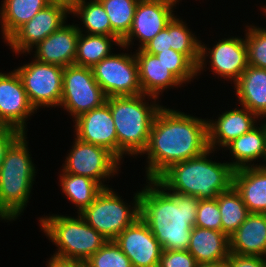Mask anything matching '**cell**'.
I'll use <instances>...</instances> for the list:
<instances>
[{
	"mask_svg": "<svg viewBox=\"0 0 266 267\" xmlns=\"http://www.w3.org/2000/svg\"><path fill=\"white\" fill-rule=\"evenodd\" d=\"M207 120L178 110L160 108L147 148L146 181L156 180L171 165L200 156L209 150Z\"/></svg>",
	"mask_w": 266,
	"mask_h": 267,
	"instance_id": "obj_1",
	"label": "cell"
},
{
	"mask_svg": "<svg viewBox=\"0 0 266 267\" xmlns=\"http://www.w3.org/2000/svg\"><path fill=\"white\" fill-rule=\"evenodd\" d=\"M148 181L140 191V218L163 250H187L199 199L171 193L157 180Z\"/></svg>",
	"mask_w": 266,
	"mask_h": 267,
	"instance_id": "obj_2",
	"label": "cell"
},
{
	"mask_svg": "<svg viewBox=\"0 0 266 267\" xmlns=\"http://www.w3.org/2000/svg\"><path fill=\"white\" fill-rule=\"evenodd\" d=\"M212 151L171 165L156 180L171 193L195 196L199 200L217 198L233 186L235 169L229 162L210 160Z\"/></svg>",
	"mask_w": 266,
	"mask_h": 267,
	"instance_id": "obj_3",
	"label": "cell"
},
{
	"mask_svg": "<svg viewBox=\"0 0 266 267\" xmlns=\"http://www.w3.org/2000/svg\"><path fill=\"white\" fill-rule=\"evenodd\" d=\"M145 96L154 100L152 104L146 103ZM156 99L158 98L145 94L107 98L106 103L110 107L117 134L119 161L123 155H142L147 148L154 118L162 107Z\"/></svg>",
	"mask_w": 266,
	"mask_h": 267,
	"instance_id": "obj_4",
	"label": "cell"
},
{
	"mask_svg": "<svg viewBox=\"0 0 266 267\" xmlns=\"http://www.w3.org/2000/svg\"><path fill=\"white\" fill-rule=\"evenodd\" d=\"M26 133L8 149L0 167V219H17L27 207L36 169L29 154Z\"/></svg>",
	"mask_w": 266,
	"mask_h": 267,
	"instance_id": "obj_5",
	"label": "cell"
},
{
	"mask_svg": "<svg viewBox=\"0 0 266 267\" xmlns=\"http://www.w3.org/2000/svg\"><path fill=\"white\" fill-rule=\"evenodd\" d=\"M40 227L53 242L57 251L49 260L66 264H83L108 240L84 221L78 218L56 215L39 218Z\"/></svg>",
	"mask_w": 266,
	"mask_h": 267,
	"instance_id": "obj_6",
	"label": "cell"
},
{
	"mask_svg": "<svg viewBox=\"0 0 266 267\" xmlns=\"http://www.w3.org/2000/svg\"><path fill=\"white\" fill-rule=\"evenodd\" d=\"M133 198L131 207L112 188H104L80 216L105 239L114 240L140 217V191Z\"/></svg>",
	"mask_w": 266,
	"mask_h": 267,
	"instance_id": "obj_7",
	"label": "cell"
},
{
	"mask_svg": "<svg viewBox=\"0 0 266 267\" xmlns=\"http://www.w3.org/2000/svg\"><path fill=\"white\" fill-rule=\"evenodd\" d=\"M106 100L107 96L96 82L91 68L76 64L64 67L59 106L67 110L74 120L102 106Z\"/></svg>",
	"mask_w": 266,
	"mask_h": 267,
	"instance_id": "obj_8",
	"label": "cell"
},
{
	"mask_svg": "<svg viewBox=\"0 0 266 267\" xmlns=\"http://www.w3.org/2000/svg\"><path fill=\"white\" fill-rule=\"evenodd\" d=\"M91 69L107 98L142 94L135 54L112 53Z\"/></svg>",
	"mask_w": 266,
	"mask_h": 267,
	"instance_id": "obj_9",
	"label": "cell"
},
{
	"mask_svg": "<svg viewBox=\"0 0 266 267\" xmlns=\"http://www.w3.org/2000/svg\"><path fill=\"white\" fill-rule=\"evenodd\" d=\"M64 67L42 63L37 60L18 67V73L30 104L39 107H59L62 95Z\"/></svg>",
	"mask_w": 266,
	"mask_h": 267,
	"instance_id": "obj_10",
	"label": "cell"
},
{
	"mask_svg": "<svg viewBox=\"0 0 266 267\" xmlns=\"http://www.w3.org/2000/svg\"><path fill=\"white\" fill-rule=\"evenodd\" d=\"M70 150L62 172L91 178L103 188L108 187L104 184L105 179L118 174L120 161L106 148L74 138Z\"/></svg>",
	"mask_w": 266,
	"mask_h": 267,
	"instance_id": "obj_11",
	"label": "cell"
},
{
	"mask_svg": "<svg viewBox=\"0 0 266 267\" xmlns=\"http://www.w3.org/2000/svg\"><path fill=\"white\" fill-rule=\"evenodd\" d=\"M207 56L210 59L209 62L213 73L221 78L223 77L225 80L230 79L234 83L248 66L247 45L245 39L241 37L235 36V38L228 37L227 39L219 40L212 49L205 46L204 43H200L197 76L205 68Z\"/></svg>",
	"mask_w": 266,
	"mask_h": 267,
	"instance_id": "obj_12",
	"label": "cell"
},
{
	"mask_svg": "<svg viewBox=\"0 0 266 267\" xmlns=\"http://www.w3.org/2000/svg\"><path fill=\"white\" fill-rule=\"evenodd\" d=\"M176 3L174 0H139L130 31L122 39L120 47L128 49L135 39L140 42L138 49H142L175 16L173 8Z\"/></svg>",
	"mask_w": 266,
	"mask_h": 267,
	"instance_id": "obj_13",
	"label": "cell"
},
{
	"mask_svg": "<svg viewBox=\"0 0 266 267\" xmlns=\"http://www.w3.org/2000/svg\"><path fill=\"white\" fill-rule=\"evenodd\" d=\"M68 14L70 10L66 6L50 3L22 25L6 43L16 54H29L33 47L66 23Z\"/></svg>",
	"mask_w": 266,
	"mask_h": 267,
	"instance_id": "obj_14",
	"label": "cell"
},
{
	"mask_svg": "<svg viewBox=\"0 0 266 267\" xmlns=\"http://www.w3.org/2000/svg\"><path fill=\"white\" fill-rule=\"evenodd\" d=\"M35 111L16 70L0 72V121L6 127L26 133L27 119Z\"/></svg>",
	"mask_w": 266,
	"mask_h": 267,
	"instance_id": "obj_15",
	"label": "cell"
},
{
	"mask_svg": "<svg viewBox=\"0 0 266 267\" xmlns=\"http://www.w3.org/2000/svg\"><path fill=\"white\" fill-rule=\"evenodd\" d=\"M114 241L130 259L133 267H158L163 249L140 217Z\"/></svg>",
	"mask_w": 266,
	"mask_h": 267,
	"instance_id": "obj_16",
	"label": "cell"
},
{
	"mask_svg": "<svg viewBox=\"0 0 266 267\" xmlns=\"http://www.w3.org/2000/svg\"><path fill=\"white\" fill-rule=\"evenodd\" d=\"M73 121L76 138L106 148L117 158V134L110 107L106 102Z\"/></svg>",
	"mask_w": 266,
	"mask_h": 267,
	"instance_id": "obj_17",
	"label": "cell"
},
{
	"mask_svg": "<svg viewBox=\"0 0 266 267\" xmlns=\"http://www.w3.org/2000/svg\"><path fill=\"white\" fill-rule=\"evenodd\" d=\"M80 32L78 25L66 23L38 43L34 48L35 60L62 67L74 64L77 53V41Z\"/></svg>",
	"mask_w": 266,
	"mask_h": 267,
	"instance_id": "obj_18",
	"label": "cell"
},
{
	"mask_svg": "<svg viewBox=\"0 0 266 267\" xmlns=\"http://www.w3.org/2000/svg\"><path fill=\"white\" fill-rule=\"evenodd\" d=\"M259 117L246 107L225 111L218 120H207L209 148H224L233 139L251 131L256 127ZM217 146V147H216Z\"/></svg>",
	"mask_w": 266,
	"mask_h": 267,
	"instance_id": "obj_19",
	"label": "cell"
},
{
	"mask_svg": "<svg viewBox=\"0 0 266 267\" xmlns=\"http://www.w3.org/2000/svg\"><path fill=\"white\" fill-rule=\"evenodd\" d=\"M229 251L243 256L266 257V214L250 213L229 236Z\"/></svg>",
	"mask_w": 266,
	"mask_h": 267,
	"instance_id": "obj_20",
	"label": "cell"
},
{
	"mask_svg": "<svg viewBox=\"0 0 266 267\" xmlns=\"http://www.w3.org/2000/svg\"><path fill=\"white\" fill-rule=\"evenodd\" d=\"M142 94L159 98L160 92L183 83L155 55L138 49L135 52Z\"/></svg>",
	"mask_w": 266,
	"mask_h": 267,
	"instance_id": "obj_21",
	"label": "cell"
},
{
	"mask_svg": "<svg viewBox=\"0 0 266 267\" xmlns=\"http://www.w3.org/2000/svg\"><path fill=\"white\" fill-rule=\"evenodd\" d=\"M233 186L241 195L250 213L266 214V167L236 169Z\"/></svg>",
	"mask_w": 266,
	"mask_h": 267,
	"instance_id": "obj_22",
	"label": "cell"
},
{
	"mask_svg": "<svg viewBox=\"0 0 266 267\" xmlns=\"http://www.w3.org/2000/svg\"><path fill=\"white\" fill-rule=\"evenodd\" d=\"M234 85L240 104L266 118V69L248 65Z\"/></svg>",
	"mask_w": 266,
	"mask_h": 267,
	"instance_id": "obj_23",
	"label": "cell"
},
{
	"mask_svg": "<svg viewBox=\"0 0 266 267\" xmlns=\"http://www.w3.org/2000/svg\"><path fill=\"white\" fill-rule=\"evenodd\" d=\"M187 250L197 263L227 261L229 237L222 231L194 226Z\"/></svg>",
	"mask_w": 266,
	"mask_h": 267,
	"instance_id": "obj_24",
	"label": "cell"
},
{
	"mask_svg": "<svg viewBox=\"0 0 266 267\" xmlns=\"http://www.w3.org/2000/svg\"><path fill=\"white\" fill-rule=\"evenodd\" d=\"M229 150L233 158L230 165L236 170L243 167L257 166L256 160H266V122L256 126L251 131L233 139L225 147ZM235 161V162H234ZM254 161V162H253ZM253 162V164H252Z\"/></svg>",
	"mask_w": 266,
	"mask_h": 267,
	"instance_id": "obj_25",
	"label": "cell"
},
{
	"mask_svg": "<svg viewBox=\"0 0 266 267\" xmlns=\"http://www.w3.org/2000/svg\"><path fill=\"white\" fill-rule=\"evenodd\" d=\"M48 4L47 0H3L0 25L5 42Z\"/></svg>",
	"mask_w": 266,
	"mask_h": 267,
	"instance_id": "obj_26",
	"label": "cell"
},
{
	"mask_svg": "<svg viewBox=\"0 0 266 267\" xmlns=\"http://www.w3.org/2000/svg\"><path fill=\"white\" fill-rule=\"evenodd\" d=\"M80 32L77 41V53L74 64L92 68L105 57L111 55L113 42L121 46V41L115 36L84 34L83 29L78 26Z\"/></svg>",
	"mask_w": 266,
	"mask_h": 267,
	"instance_id": "obj_27",
	"label": "cell"
},
{
	"mask_svg": "<svg viewBox=\"0 0 266 267\" xmlns=\"http://www.w3.org/2000/svg\"><path fill=\"white\" fill-rule=\"evenodd\" d=\"M59 180V185L67 199L78 207V214L86 209L104 189L91 178L66 172L60 174Z\"/></svg>",
	"mask_w": 266,
	"mask_h": 267,
	"instance_id": "obj_28",
	"label": "cell"
},
{
	"mask_svg": "<svg viewBox=\"0 0 266 267\" xmlns=\"http://www.w3.org/2000/svg\"><path fill=\"white\" fill-rule=\"evenodd\" d=\"M216 199L221 214L222 232L229 237L246 220L250 212L234 186L218 194Z\"/></svg>",
	"mask_w": 266,
	"mask_h": 267,
	"instance_id": "obj_29",
	"label": "cell"
},
{
	"mask_svg": "<svg viewBox=\"0 0 266 267\" xmlns=\"http://www.w3.org/2000/svg\"><path fill=\"white\" fill-rule=\"evenodd\" d=\"M70 13L80 19L87 34L111 36L109 17L99 0H79Z\"/></svg>",
	"mask_w": 266,
	"mask_h": 267,
	"instance_id": "obj_30",
	"label": "cell"
},
{
	"mask_svg": "<svg viewBox=\"0 0 266 267\" xmlns=\"http://www.w3.org/2000/svg\"><path fill=\"white\" fill-rule=\"evenodd\" d=\"M103 5L110 23L111 36L120 41L129 33L139 0H99Z\"/></svg>",
	"mask_w": 266,
	"mask_h": 267,
	"instance_id": "obj_31",
	"label": "cell"
},
{
	"mask_svg": "<svg viewBox=\"0 0 266 267\" xmlns=\"http://www.w3.org/2000/svg\"><path fill=\"white\" fill-rule=\"evenodd\" d=\"M185 23L177 16L170 21V46L174 51L184 54L197 67L202 41L198 40Z\"/></svg>",
	"mask_w": 266,
	"mask_h": 267,
	"instance_id": "obj_32",
	"label": "cell"
},
{
	"mask_svg": "<svg viewBox=\"0 0 266 267\" xmlns=\"http://www.w3.org/2000/svg\"><path fill=\"white\" fill-rule=\"evenodd\" d=\"M83 265L86 267H133L130 259L114 240L107 241Z\"/></svg>",
	"mask_w": 266,
	"mask_h": 267,
	"instance_id": "obj_33",
	"label": "cell"
},
{
	"mask_svg": "<svg viewBox=\"0 0 266 267\" xmlns=\"http://www.w3.org/2000/svg\"><path fill=\"white\" fill-rule=\"evenodd\" d=\"M168 69L182 82H191L197 76V67L182 53L172 48L155 54Z\"/></svg>",
	"mask_w": 266,
	"mask_h": 267,
	"instance_id": "obj_34",
	"label": "cell"
},
{
	"mask_svg": "<svg viewBox=\"0 0 266 267\" xmlns=\"http://www.w3.org/2000/svg\"><path fill=\"white\" fill-rule=\"evenodd\" d=\"M245 31L248 65L266 69V28L251 25Z\"/></svg>",
	"mask_w": 266,
	"mask_h": 267,
	"instance_id": "obj_35",
	"label": "cell"
},
{
	"mask_svg": "<svg viewBox=\"0 0 266 267\" xmlns=\"http://www.w3.org/2000/svg\"><path fill=\"white\" fill-rule=\"evenodd\" d=\"M195 226L222 231L221 214L216 198L199 200Z\"/></svg>",
	"mask_w": 266,
	"mask_h": 267,
	"instance_id": "obj_36",
	"label": "cell"
},
{
	"mask_svg": "<svg viewBox=\"0 0 266 267\" xmlns=\"http://www.w3.org/2000/svg\"><path fill=\"white\" fill-rule=\"evenodd\" d=\"M196 264L188 250H163L158 267H196Z\"/></svg>",
	"mask_w": 266,
	"mask_h": 267,
	"instance_id": "obj_37",
	"label": "cell"
},
{
	"mask_svg": "<svg viewBox=\"0 0 266 267\" xmlns=\"http://www.w3.org/2000/svg\"><path fill=\"white\" fill-rule=\"evenodd\" d=\"M142 49L151 55H155L162 51L171 49L170 22L152 40H150Z\"/></svg>",
	"mask_w": 266,
	"mask_h": 267,
	"instance_id": "obj_38",
	"label": "cell"
},
{
	"mask_svg": "<svg viewBox=\"0 0 266 267\" xmlns=\"http://www.w3.org/2000/svg\"><path fill=\"white\" fill-rule=\"evenodd\" d=\"M226 262L228 267H266V257L243 256L231 252Z\"/></svg>",
	"mask_w": 266,
	"mask_h": 267,
	"instance_id": "obj_39",
	"label": "cell"
},
{
	"mask_svg": "<svg viewBox=\"0 0 266 267\" xmlns=\"http://www.w3.org/2000/svg\"><path fill=\"white\" fill-rule=\"evenodd\" d=\"M20 130L6 127L0 133V167L11 145L22 135Z\"/></svg>",
	"mask_w": 266,
	"mask_h": 267,
	"instance_id": "obj_40",
	"label": "cell"
},
{
	"mask_svg": "<svg viewBox=\"0 0 266 267\" xmlns=\"http://www.w3.org/2000/svg\"><path fill=\"white\" fill-rule=\"evenodd\" d=\"M51 4H60L71 10L79 0H47Z\"/></svg>",
	"mask_w": 266,
	"mask_h": 267,
	"instance_id": "obj_41",
	"label": "cell"
},
{
	"mask_svg": "<svg viewBox=\"0 0 266 267\" xmlns=\"http://www.w3.org/2000/svg\"><path fill=\"white\" fill-rule=\"evenodd\" d=\"M196 267H227V262L215 261V262L197 263Z\"/></svg>",
	"mask_w": 266,
	"mask_h": 267,
	"instance_id": "obj_42",
	"label": "cell"
},
{
	"mask_svg": "<svg viewBox=\"0 0 266 267\" xmlns=\"http://www.w3.org/2000/svg\"><path fill=\"white\" fill-rule=\"evenodd\" d=\"M47 264V267H76V264L58 263L51 260H48Z\"/></svg>",
	"mask_w": 266,
	"mask_h": 267,
	"instance_id": "obj_43",
	"label": "cell"
},
{
	"mask_svg": "<svg viewBox=\"0 0 266 267\" xmlns=\"http://www.w3.org/2000/svg\"><path fill=\"white\" fill-rule=\"evenodd\" d=\"M6 128V126L0 121V133Z\"/></svg>",
	"mask_w": 266,
	"mask_h": 267,
	"instance_id": "obj_44",
	"label": "cell"
},
{
	"mask_svg": "<svg viewBox=\"0 0 266 267\" xmlns=\"http://www.w3.org/2000/svg\"><path fill=\"white\" fill-rule=\"evenodd\" d=\"M76 267H86V266L83 264H76Z\"/></svg>",
	"mask_w": 266,
	"mask_h": 267,
	"instance_id": "obj_45",
	"label": "cell"
},
{
	"mask_svg": "<svg viewBox=\"0 0 266 267\" xmlns=\"http://www.w3.org/2000/svg\"><path fill=\"white\" fill-rule=\"evenodd\" d=\"M265 162H266V160H265ZM257 166H264V167H266V163H263V164H260L259 163V165H257Z\"/></svg>",
	"mask_w": 266,
	"mask_h": 267,
	"instance_id": "obj_46",
	"label": "cell"
},
{
	"mask_svg": "<svg viewBox=\"0 0 266 267\" xmlns=\"http://www.w3.org/2000/svg\"><path fill=\"white\" fill-rule=\"evenodd\" d=\"M263 8V12H264V14L266 15V7H262Z\"/></svg>",
	"mask_w": 266,
	"mask_h": 267,
	"instance_id": "obj_47",
	"label": "cell"
}]
</instances>
